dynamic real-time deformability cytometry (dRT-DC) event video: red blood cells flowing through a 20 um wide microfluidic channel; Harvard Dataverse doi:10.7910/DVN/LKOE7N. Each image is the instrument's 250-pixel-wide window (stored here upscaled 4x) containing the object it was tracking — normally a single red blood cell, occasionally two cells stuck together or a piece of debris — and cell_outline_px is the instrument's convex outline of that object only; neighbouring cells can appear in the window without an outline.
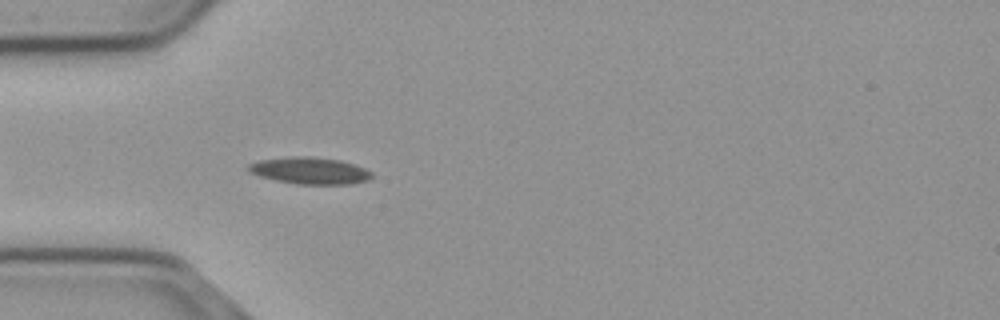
{"species": "common noctule bat (a hibernating species)", "species_latin": "Nyctalus noctula", "temperature_condition": "cold", "stored_images_in_passage": 39, "camera_frame_rate_fps": 3000, "um_per_image_px": 0.085, "animal": {"sex": "male", "body_mass_g": 23.1, "forearm_length_mm": 52.7}, "frame": {"image": 1, "passage_image": 5, "time_ms": 1.333, "image_size_px": [1000, 320], "cell_outline_px": [[372, 176], [368, 180], [352, 184], [296, 184], [276, 180], [260, 176], [248, 172], [244, 168], [248, 164], [260, 160], [296, 156], [312, 156], [340, 160], [364, 168], [372, 172]], "centroid_in_image_um": [26.3, 14.5], "position_along_channel_um": 58.7, "area_um2": 19.31}}
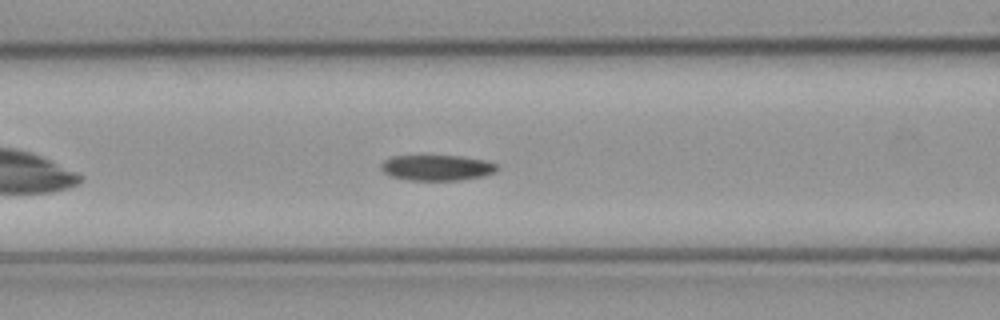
{"frame": {"image": 2, "passage_image": 11, "time_ms": 3.333, "image_size_px": [1000, 320], "cell_outline_px": [[500, 168], [496, 172], [484, 176], [460, 180], [408, 180], [392, 176], [384, 172], [380, 168], [380, 164], [384, 160], [392, 156], [460, 156], [484, 160], [500, 164]], "centroid_in_image_um": [37.19, 14.25], "position_along_channel_um": 129.4, "area_um2": 17.46}}
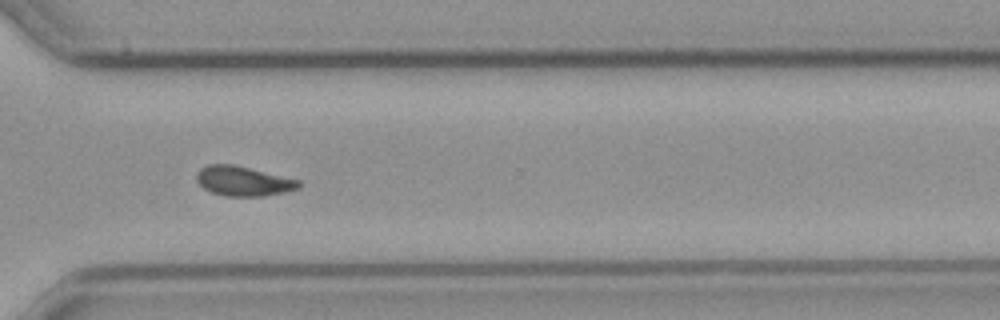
{"frame": {"image": 3, "passage_image": 29, "time_ms": 9.333, "image_size_px": [1000, 320], "cell_outline_px": [[300, 188], [284, 192], [264, 196], [224, 196], [212, 192], [204, 188], [196, 180], [196, 172], [200, 168], [208, 164], [232, 164], [300, 180]], "centroid_in_image_um": [20.66, 15.39], "position_along_channel_um": 349.9, "area_um2": 17.63}, "authors_computed_cell_mechanics": {"area_um2": 17.629, "velocity_mm_per_s": 3.6728, "shape_relaxation_time_tau1_ms": null, "shape_relaxation_time_tau2_ms": 9.9571, "deformation_change_tau1": null, "deformation_change_tau2": 0.1445}}